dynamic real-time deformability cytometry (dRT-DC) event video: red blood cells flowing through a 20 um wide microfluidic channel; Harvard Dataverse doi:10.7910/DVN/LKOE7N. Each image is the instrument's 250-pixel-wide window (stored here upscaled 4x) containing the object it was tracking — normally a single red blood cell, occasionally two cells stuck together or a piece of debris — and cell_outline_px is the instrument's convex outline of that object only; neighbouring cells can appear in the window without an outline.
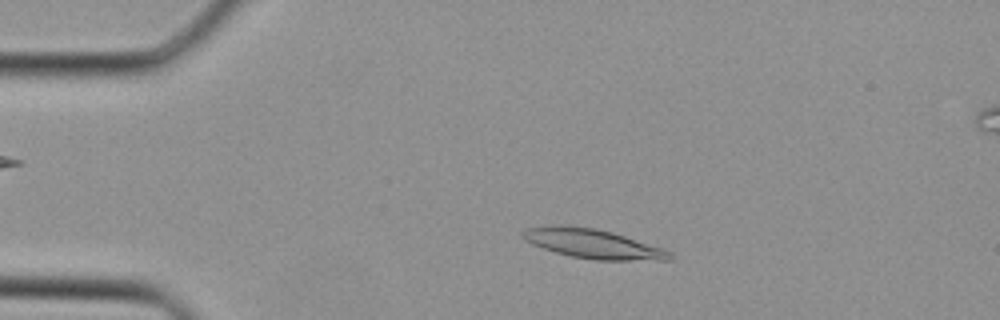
{"species": "Egyptian fruit bat (a non-hibernating species)", "species_latin": "Rousettus aegyptiacus", "temperature_condition": "cold", "stored_images_in_passage": 38, "camera_frame_rate_fps": 3000, "um_per_image_px": 0.085, "animal": {"sex": "female"}, "frame": {"image": 1, "passage_image": 8, "time_ms": 2.333, "image_size_px": [1000, 320], "cell_outline_px": [[676, 256], [672, 260], [596, 260], [572, 256], [556, 252], [532, 244], [524, 240], [520, 232], [528, 228], [568, 224], [596, 228], [612, 232], [660, 248]], "centroid_in_image_um": [50.37, 20.71], "position_along_channel_um": 34.6, "area_um2": 24.85}}
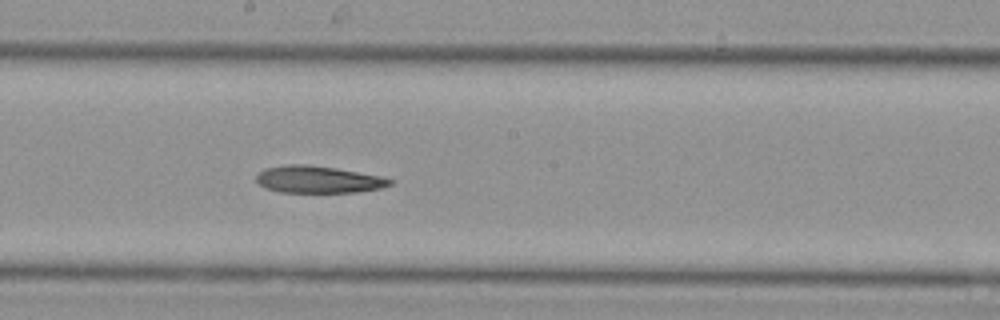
{"frame": {"image": 2, "passage_image": 21, "time_ms": 6.667, "image_size_px": [1000, 320], "cell_outline_px": [[392, 184], [380, 188], [360, 192], [280, 192], [264, 188], [256, 180], [256, 176], [264, 168], [284, 164], [304, 164], [336, 168], [380, 176], [392, 180]], "centroid_in_image_um": [27.01, 15.25], "position_along_channel_um": 221.2, "area_um2": 21.04}}
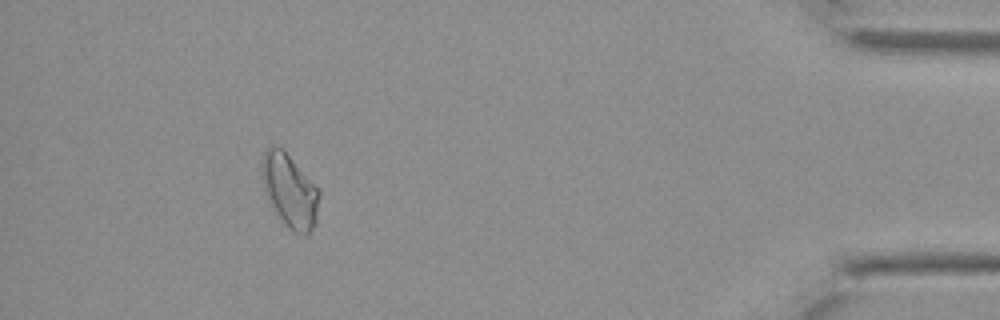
{"frame": {"image": 3, "passage_image": 35, "time_ms": 11.333, "image_size_px": [1000, 320], "cell_outline_px": [[320, 196], [316, 224], [308, 236], [304, 236], [292, 232], [280, 220], [268, 200], [264, 192], [260, 168], [260, 164], [264, 152], [272, 144], [280, 148], [292, 160], [320, 192]], "centroid_in_image_um": [24.61, 16.28], "position_along_channel_um": 410.6, "area_um2": 24.62}}